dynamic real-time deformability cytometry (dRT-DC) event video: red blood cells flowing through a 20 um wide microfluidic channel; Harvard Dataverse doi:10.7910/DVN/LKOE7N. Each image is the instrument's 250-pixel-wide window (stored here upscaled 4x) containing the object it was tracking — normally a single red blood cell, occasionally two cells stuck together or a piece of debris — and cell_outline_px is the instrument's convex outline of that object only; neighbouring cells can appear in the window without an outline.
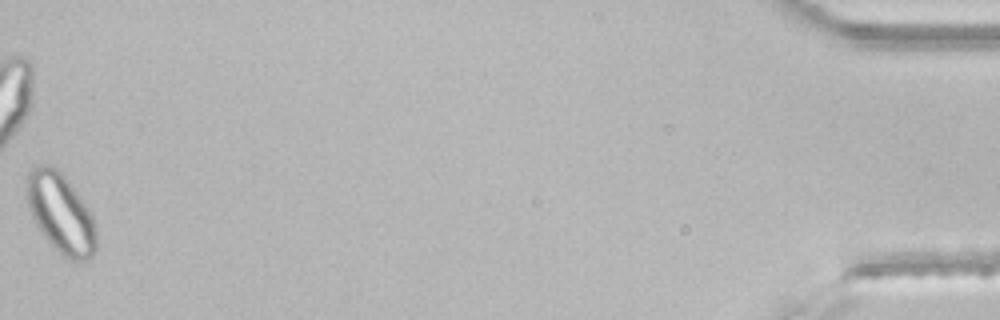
{"species": "common noctule bat (a hibernating species)", "species_latin": "Nyctalus noctula", "temperature_condition": "room temperature", "stored_images_in_passage": 46, "segment_of_instrument_passage": [2, 2], "camera_frame_rate_fps": 3000, "um_per_image_px": 0.085, "animal": {"sex": "male", "body_mass_g": 21.5, "forearm_length_mm": 52.0}, "frame": {"image": 1, "passage_image": 46, "time_ms": 15.0, "image_size_px": [1000, 320], "cell_outline_px": [[96, 252], [88, 260], [72, 260], [64, 256], [44, 236], [36, 224], [32, 216], [28, 204], [28, 172], [36, 164], [48, 164], [56, 168], [64, 176], [84, 204], [92, 216], [96, 228]], "centroid_in_image_um": [5.17, 18.13], "position_along_channel_um": 430.0, "area_um2": 31.56}}